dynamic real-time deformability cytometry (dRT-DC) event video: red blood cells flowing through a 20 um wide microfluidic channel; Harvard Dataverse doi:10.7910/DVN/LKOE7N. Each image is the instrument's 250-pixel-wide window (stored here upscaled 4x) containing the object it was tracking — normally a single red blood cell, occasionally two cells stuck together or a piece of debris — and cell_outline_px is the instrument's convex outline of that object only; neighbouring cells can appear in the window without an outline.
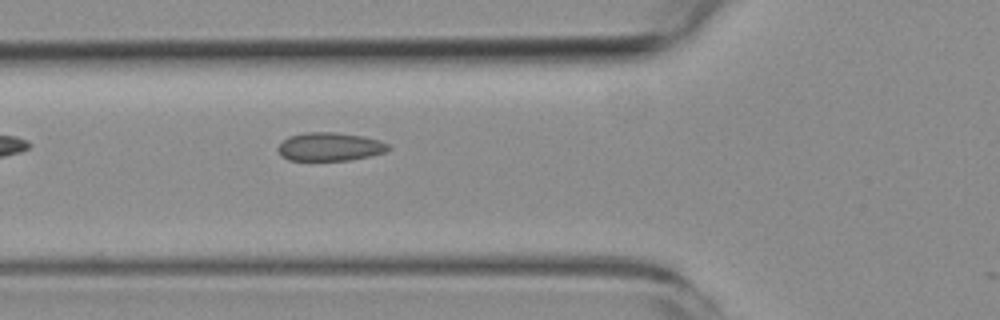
{"species": "common noctule bat (a hibernating species)", "species_latin": "Nyctalus noctula", "temperature_condition": "room temperature", "stored_images_in_passage": 2, "camera_frame_rate_fps": 3000, "um_per_image_px": 0.085, "animal": {"sex": "female", "body_mass_g": 19.3, "forearm_length_mm": 54.1}, "frame": {"image": 1, "passage_image": 2, "time_ms": 1.0, "image_size_px": [1000, 320], "cell_outline_px": [[392, 148], [384, 152], [368, 156], [348, 160], [288, 160], [280, 156], [276, 148], [288, 136], [304, 132], [336, 132], [364, 136], [380, 140], [388, 144]], "centroid_in_image_um": [28.01, 12.46], "position_along_channel_um": 97.8, "area_um2": 18.38}}